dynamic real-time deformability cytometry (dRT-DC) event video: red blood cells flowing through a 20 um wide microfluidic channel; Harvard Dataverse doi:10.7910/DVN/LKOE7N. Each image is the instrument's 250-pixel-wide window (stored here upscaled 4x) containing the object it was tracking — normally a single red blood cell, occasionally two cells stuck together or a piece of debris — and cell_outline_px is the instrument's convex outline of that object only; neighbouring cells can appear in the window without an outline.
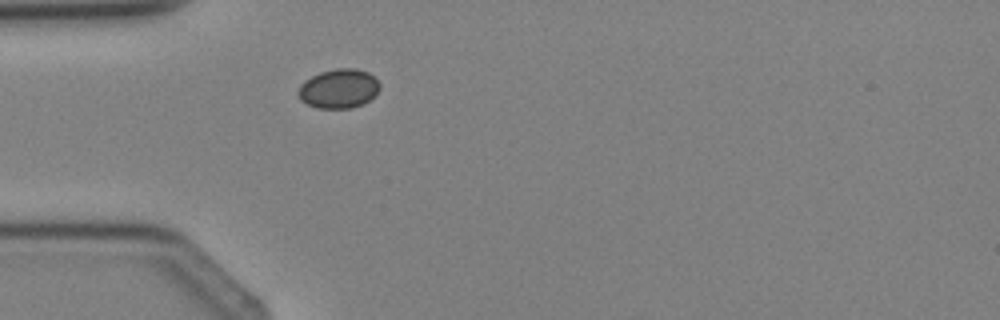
{"species": "Egyptian fruit bat (a non-hibernating species)", "species_latin": "Rousettus aegyptiacus", "temperature_condition": "cold", "stored_images_in_passage": 3, "camera_frame_rate_fps": 3000, "um_per_image_px": 0.085, "animal": {"sex": "female"}, "frame": {"image": 1, "passage_image": 3, "time_ms": 2.333, "image_size_px": [1000, 320], "cell_outline_px": [[380, 88], [364, 104], [352, 108], [316, 108], [300, 100], [296, 92], [300, 84], [304, 80], [320, 72], [336, 68], [356, 68], [368, 72], [380, 84]], "centroid_in_image_um": [28.75, 7.53], "position_along_channel_um": 56.2, "area_um2": 18.73}}